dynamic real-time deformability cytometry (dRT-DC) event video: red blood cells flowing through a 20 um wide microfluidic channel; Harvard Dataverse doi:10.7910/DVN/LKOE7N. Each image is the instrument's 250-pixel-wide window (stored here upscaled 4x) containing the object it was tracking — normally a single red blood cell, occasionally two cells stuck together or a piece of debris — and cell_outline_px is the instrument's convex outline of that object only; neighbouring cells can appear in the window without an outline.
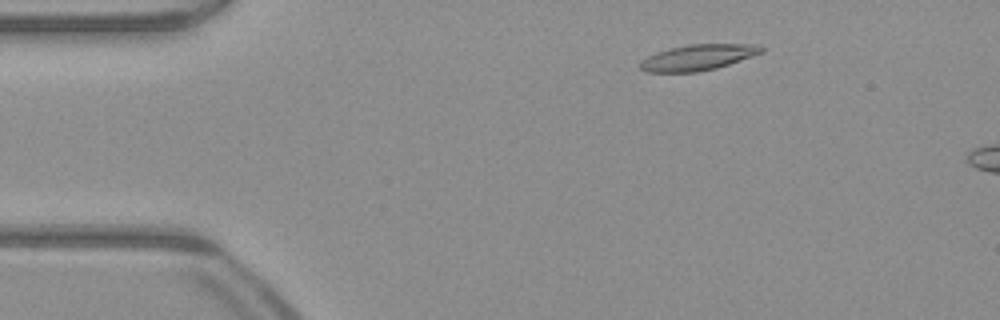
{"species": "common noctule bat (a hibernating species)", "species_latin": "Nyctalus noctula", "temperature_condition": "warm", "stored_images_in_passage": 10, "camera_frame_rate_fps": 3000, "um_per_image_px": 0.085, "animal": {"sex": "male", "body_mass_g": 23.1, "forearm_length_mm": 52.7}, "frame": {"image": 1, "passage_image": 6, "time_ms": 1.667, "image_size_px": [1000, 320], "cell_outline_px": [[764, 52], [716, 68], [696, 72], [644, 72], [640, 68], [640, 60], [656, 52], [668, 48], [688, 44], [760, 44], [764, 48]], "centroid_in_image_um": [59.31, 4.87], "position_along_channel_um": 25.7, "area_um2": 18.32}}